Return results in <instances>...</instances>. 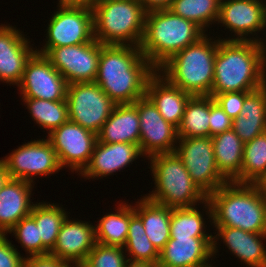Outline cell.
Returning <instances> with one entry per match:
<instances>
[{"mask_svg": "<svg viewBox=\"0 0 266 267\" xmlns=\"http://www.w3.org/2000/svg\"><path fill=\"white\" fill-rule=\"evenodd\" d=\"M124 248L97 243L80 267H125L127 256Z\"/></svg>", "mask_w": 266, "mask_h": 267, "instance_id": "37", "label": "cell"}, {"mask_svg": "<svg viewBox=\"0 0 266 267\" xmlns=\"http://www.w3.org/2000/svg\"><path fill=\"white\" fill-rule=\"evenodd\" d=\"M266 75V43L218 39L214 81L209 96L227 92H251L263 86Z\"/></svg>", "mask_w": 266, "mask_h": 267, "instance_id": "2", "label": "cell"}, {"mask_svg": "<svg viewBox=\"0 0 266 267\" xmlns=\"http://www.w3.org/2000/svg\"><path fill=\"white\" fill-rule=\"evenodd\" d=\"M217 21L218 25L221 23L226 27L225 30L234 33V37L236 35V38L229 37L223 40L266 42L258 36L250 38L253 33L252 36H255L266 28L265 0H221Z\"/></svg>", "mask_w": 266, "mask_h": 267, "instance_id": "14", "label": "cell"}, {"mask_svg": "<svg viewBox=\"0 0 266 267\" xmlns=\"http://www.w3.org/2000/svg\"><path fill=\"white\" fill-rule=\"evenodd\" d=\"M266 171V132L244 143L240 176L234 181L251 184Z\"/></svg>", "mask_w": 266, "mask_h": 267, "instance_id": "35", "label": "cell"}, {"mask_svg": "<svg viewBox=\"0 0 266 267\" xmlns=\"http://www.w3.org/2000/svg\"><path fill=\"white\" fill-rule=\"evenodd\" d=\"M138 200L134 211L141 218L146 235L160 252L170 239L172 208L155 203L145 196Z\"/></svg>", "mask_w": 266, "mask_h": 267, "instance_id": "26", "label": "cell"}, {"mask_svg": "<svg viewBox=\"0 0 266 267\" xmlns=\"http://www.w3.org/2000/svg\"><path fill=\"white\" fill-rule=\"evenodd\" d=\"M206 34L170 57L156 71L169 83L192 96H208L214 81L218 39Z\"/></svg>", "mask_w": 266, "mask_h": 267, "instance_id": "5", "label": "cell"}, {"mask_svg": "<svg viewBox=\"0 0 266 267\" xmlns=\"http://www.w3.org/2000/svg\"><path fill=\"white\" fill-rule=\"evenodd\" d=\"M9 178L10 177L6 170V167L4 163L2 162V160L0 159V190L2 189V187L4 186V184L7 182Z\"/></svg>", "mask_w": 266, "mask_h": 267, "instance_id": "46", "label": "cell"}, {"mask_svg": "<svg viewBox=\"0 0 266 267\" xmlns=\"http://www.w3.org/2000/svg\"><path fill=\"white\" fill-rule=\"evenodd\" d=\"M91 8L93 34L99 43L140 47L146 11L139 0H97Z\"/></svg>", "mask_w": 266, "mask_h": 267, "instance_id": "6", "label": "cell"}, {"mask_svg": "<svg viewBox=\"0 0 266 267\" xmlns=\"http://www.w3.org/2000/svg\"><path fill=\"white\" fill-rule=\"evenodd\" d=\"M174 152L207 197L228 182L216 166L211 137H179Z\"/></svg>", "mask_w": 266, "mask_h": 267, "instance_id": "10", "label": "cell"}, {"mask_svg": "<svg viewBox=\"0 0 266 267\" xmlns=\"http://www.w3.org/2000/svg\"><path fill=\"white\" fill-rule=\"evenodd\" d=\"M97 138L99 142L104 143L139 145L140 121L137 107L133 103L116 104Z\"/></svg>", "mask_w": 266, "mask_h": 267, "instance_id": "24", "label": "cell"}, {"mask_svg": "<svg viewBox=\"0 0 266 267\" xmlns=\"http://www.w3.org/2000/svg\"><path fill=\"white\" fill-rule=\"evenodd\" d=\"M133 104L139 114V148L143 156L148 158L159 153L174 152L179 140L178 128L167 122L146 96Z\"/></svg>", "mask_w": 266, "mask_h": 267, "instance_id": "15", "label": "cell"}, {"mask_svg": "<svg viewBox=\"0 0 266 267\" xmlns=\"http://www.w3.org/2000/svg\"><path fill=\"white\" fill-rule=\"evenodd\" d=\"M213 226L266 234V199L251 184L227 182L204 202Z\"/></svg>", "mask_w": 266, "mask_h": 267, "instance_id": "3", "label": "cell"}, {"mask_svg": "<svg viewBox=\"0 0 266 267\" xmlns=\"http://www.w3.org/2000/svg\"><path fill=\"white\" fill-rule=\"evenodd\" d=\"M197 207L174 208L170 217V237L213 238L205 230V218Z\"/></svg>", "mask_w": 266, "mask_h": 267, "instance_id": "34", "label": "cell"}, {"mask_svg": "<svg viewBox=\"0 0 266 267\" xmlns=\"http://www.w3.org/2000/svg\"><path fill=\"white\" fill-rule=\"evenodd\" d=\"M263 88H264L265 91H266V75H265V79H264V82H263Z\"/></svg>", "mask_w": 266, "mask_h": 267, "instance_id": "47", "label": "cell"}, {"mask_svg": "<svg viewBox=\"0 0 266 267\" xmlns=\"http://www.w3.org/2000/svg\"><path fill=\"white\" fill-rule=\"evenodd\" d=\"M123 248L125 253L128 251L127 260L158 264L160 252L146 235L141 218L135 213L134 206L131 205L130 224Z\"/></svg>", "mask_w": 266, "mask_h": 267, "instance_id": "31", "label": "cell"}, {"mask_svg": "<svg viewBox=\"0 0 266 267\" xmlns=\"http://www.w3.org/2000/svg\"><path fill=\"white\" fill-rule=\"evenodd\" d=\"M23 267H72L51 255L29 256L24 258Z\"/></svg>", "mask_w": 266, "mask_h": 267, "instance_id": "41", "label": "cell"}, {"mask_svg": "<svg viewBox=\"0 0 266 267\" xmlns=\"http://www.w3.org/2000/svg\"><path fill=\"white\" fill-rule=\"evenodd\" d=\"M66 102L69 120L95 134L116 105L95 82L68 84Z\"/></svg>", "mask_w": 266, "mask_h": 267, "instance_id": "8", "label": "cell"}, {"mask_svg": "<svg viewBox=\"0 0 266 267\" xmlns=\"http://www.w3.org/2000/svg\"><path fill=\"white\" fill-rule=\"evenodd\" d=\"M6 236L0 234V267H23L25 257Z\"/></svg>", "mask_w": 266, "mask_h": 267, "instance_id": "40", "label": "cell"}, {"mask_svg": "<svg viewBox=\"0 0 266 267\" xmlns=\"http://www.w3.org/2000/svg\"><path fill=\"white\" fill-rule=\"evenodd\" d=\"M95 244V225L81 220H69L67 216L49 255L57 257L72 267H80Z\"/></svg>", "mask_w": 266, "mask_h": 267, "instance_id": "17", "label": "cell"}, {"mask_svg": "<svg viewBox=\"0 0 266 267\" xmlns=\"http://www.w3.org/2000/svg\"><path fill=\"white\" fill-rule=\"evenodd\" d=\"M143 154L139 145L131 143H104L95 144L89 164L80 173L83 178L96 179L126 168L130 163Z\"/></svg>", "mask_w": 266, "mask_h": 267, "instance_id": "21", "label": "cell"}, {"mask_svg": "<svg viewBox=\"0 0 266 267\" xmlns=\"http://www.w3.org/2000/svg\"><path fill=\"white\" fill-rule=\"evenodd\" d=\"M14 26L0 25V81L18 86L25 65L36 52L30 41ZM32 47V48H31Z\"/></svg>", "mask_w": 266, "mask_h": 267, "instance_id": "18", "label": "cell"}, {"mask_svg": "<svg viewBox=\"0 0 266 267\" xmlns=\"http://www.w3.org/2000/svg\"><path fill=\"white\" fill-rule=\"evenodd\" d=\"M125 267H158V266L157 264L151 262L127 260Z\"/></svg>", "mask_w": 266, "mask_h": 267, "instance_id": "45", "label": "cell"}, {"mask_svg": "<svg viewBox=\"0 0 266 267\" xmlns=\"http://www.w3.org/2000/svg\"><path fill=\"white\" fill-rule=\"evenodd\" d=\"M59 6H88L92 7L97 0H58Z\"/></svg>", "mask_w": 266, "mask_h": 267, "instance_id": "44", "label": "cell"}, {"mask_svg": "<svg viewBox=\"0 0 266 267\" xmlns=\"http://www.w3.org/2000/svg\"><path fill=\"white\" fill-rule=\"evenodd\" d=\"M216 166L220 174L234 182L241 174L244 142L233 129L211 137Z\"/></svg>", "mask_w": 266, "mask_h": 267, "instance_id": "27", "label": "cell"}, {"mask_svg": "<svg viewBox=\"0 0 266 267\" xmlns=\"http://www.w3.org/2000/svg\"><path fill=\"white\" fill-rule=\"evenodd\" d=\"M47 27L45 45L36 52L45 55L51 48L73 46L91 42L93 34V12L88 6H57Z\"/></svg>", "mask_w": 266, "mask_h": 267, "instance_id": "9", "label": "cell"}, {"mask_svg": "<svg viewBox=\"0 0 266 267\" xmlns=\"http://www.w3.org/2000/svg\"><path fill=\"white\" fill-rule=\"evenodd\" d=\"M232 129L244 143L266 132V91L263 86L246 92L241 113L233 119Z\"/></svg>", "mask_w": 266, "mask_h": 267, "instance_id": "25", "label": "cell"}, {"mask_svg": "<svg viewBox=\"0 0 266 267\" xmlns=\"http://www.w3.org/2000/svg\"><path fill=\"white\" fill-rule=\"evenodd\" d=\"M26 104L33 121L50 134L69 120L66 100L49 101L37 98H21Z\"/></svg>", "mask_w": 266, "mask_h": 267, "instance_id": "32", "label": "cell"}, {"mask_svg": "<svg viewBox=\"0 0 266 267\" xmlns=\"http://www.w3.org/2000/svg\"><path fill=\"white\" fill-rule=\"evenodd\" d=\"M205 35V31L196 23L169 9L149 11L145 16V31L140 49L157 70L170 57Z\"/></svg>", "mask_w": 266, "mask_h": 267, "instance_id": "4", "label": "cell"}, {"mask_svg": "<svg viewBox=\"0 0 266 267\" xmlns=\"http://www.w3.org/2000/svg\"><path fill=\"white\" fill-rule=\"evenodd\" d=\"M17 87L22 98L61 101L66 100L68 83L44 55L35 52L27 61Z\"/></svg>", "mask_w": 266, "mask_h": 267, "instance_id": "16", "label": "cell"}, {"mask_svg": "<svg viewBox=\"0 0 266 267\" xmlns=\"http://www.w3.org/2000/svg\"><path fill=\"white\" fill-rule=\"evenodd\" d=\"M9 177L34 183L33 176H49L62 168L52 144L48 139H39L22 144L4 159Z\"/></svg>", "mask_w": 266, "mask_h": 267, "instance_id": "11", "label": "cell"}, {"mask_svg": "<svg viewBox=\"0 0 266 267\" xmlns=\"http://www.w3.org/2000/svg\"><path fill=\"white\" fill-rule=\"evenodd\" d=\"M233 120L223 111L214 98L210 96V137L232 129Z\"/></svg>", "mask_w": 266, "mask_h": 267, "instance_id": "39", "label": "cell"}, {"mask_svg": "<svg viewBox=\"0 0 266 267\" xmlns=\"http://www.w3.org/2000/svg\"><path fill=\"white\" fill-rule=\"evenodd\" d=\"M146 12L169 9L173 0H139Z\"/></svg>", "mask_w": 266, "mask_h": 267, "instance_id": "42", "label": "cell"}, {"mask_svg": "<svg viewBox=\"0 0 266 267\" xmlns=\"http://www.w3.org/2000/svg\"><path fill=\"white\" fill-rule=\"evenodd\" d=\"M101 43L95 38L88 43L51 48L44 56L68 84L94 82Z\"/></svg>", "mask_w": 266, "mask_h": 267, "instance_id": "12", "label": "cell"}, {"mask_svg": "<svg viewBox=\"0 0 266 267\" xmlns=\"http://www.w3.org/2000/svg\"><path fill=\"white\" fill-rule=\"evenodd\" d=\"M7 233H13L18 243L21 244V247L28 254L27 257L49 255L50 251L42 244L38 226H36L35 219L31 215L22 218Z\"/></svg>", "mask_w": 266, "mask_h": 267, "instance_id": "36", "label": "cell"}, {"mask_svg": "<svg viewBox=\"0 0 266 267\" xmlns=\"http://www.w3.org/2000/svg\"><path fill=\"white\" fill-rule=\"evenodd\" d=\"M155 72L139 46L101 44L94 82L115 104H132L145 96L148 79Z\"/></svg>", "mask_w": 266, "mask_h": 267, "instance_id": "1", "label": "cell"}, {"mask_svg": "<svg viewBox=\"0 0 266 267\" xmlns=\"http://www.w3.org/2000/svg\"><path fill=\"white\" fill-rule=\"evenodd\" d=\"M214 227L217 234L213 236L212 257L218 253L217 241L220 239L230 252L248 267H266V246L262 241L266 239V234L251 233L228 226Z\"/></svg>", "mask_w": 266, "mask_h": 267, "instance_id": "20", "label": "cell"}, {"mask_svg": "<svg viewBox=\"0 0 266 267\" xmlns=\"http://www.w3.org/2000/svg\"><path fill=\"white\" fill-rule=\"evenodd\" d=\"M64 209L56 203L43 201L35 203L30 213L38 226L42 244L49 251L55 246L61 225L68 216Z\"/></svg>", "mask_w": 266, "mask_h": 267, "instance_id": "30", "label": "cell"}, {"mask_svg": "<svg viewBox=\"0 0 266 267\" xmlns=\"http://www.w3.org/2000/svg\"><path fill=\"white\" fill-rule=\"evenodd\" d=\"M251 185L260 195L266 198V171L255 179Z\"/></svg>", "mask_w": 266, "mask_h": 267, "instance_id": "43", "label": "cell"}, {"mask_svg": "<svg viewBox=\"0 0 266 267\" xmlns=\"http://www.w3.org/2000/svg\"><path fill=\"white\" fill-rule=\"evenodd\" d=\"M214 101L220 105L223 111L233 120L237 118L242 110L246 92H227L216 94Z\"/></svg>", "mask_w": 266, "mask_h": 267, "instance_id": "38", "label": "cell"}, {"mask_svg": "<svg viewBox=\"0 0 266 267\" xmlns=\"http://www.w3.org/2000/svg\"><path fill=\"white\" fill-rule=\"evenodd\" d=\"M220 2L221 0H173L169 10L193 21L206 32L218 20Z\"/></svg>", "mask_w": 266, "mask_h": 267, "instance_id": "33", "label": "cell"}, {"mask_svg": "<svg viewBox=\"0 0 266 267\" xmlns=\"http://www.w3.org/2000/svg\"><path fill=\"white\" fill-rule=\"evenodd\" d=\"M210 96H192L178 127V137H210Z\"/></svg>", "mask_w": 266, "mask_h": 267, "instance_id": "29", "label": "cell"}, {"mask_svg": "<svg viewBox=\"0 0 266 267\" xmlns=\"http://www.w3.org/2000/svg\"><path fill=\"white\" fill-rule=\"evenodd\" d=\"M34 184L9 178L0 190V234L6 235L22 218L30 215ZM32 202V204H31Z\"/></svg>", "mask_w": 266, "mask_h": 267, "instance_id": "23", "label": "cell"}, {"mask_svg": "<svg viewBox=\"0 0 266 267\" xmlns=\"http://www.w3.org/2000/svg\"><path fill=\"white\" fill-rule=\"evenodd\" d=\"M213 238L170 237L160 251L158 267H214Z\"/></svg>", "mask_w": 266, "mask_h": 267, "instance_id": "19", "label": "cell"}, {"mask_svg": "<svg viewBox=\"0 0 266 267\" xmlns=\"http://www.w3.org/2000/svg\"><path fill=\"white\" fill-rule=\"evenodd\" d=\"M115 211L100 218L95 226V239L100 244L124 247L130 224V204L120 202Z\"/></svg>", "mask_w": 266, "mask_h": 267, "instance_id": "28", "label": "cell"}, {"mask_svg": "<svg viewBox=\"0 0 266 267\" xmlns=\"http://www.w3.org/2000/svg\"><path fill=\"white\" fill-rule=\"evenodd\" d=\"M155 188L146 194L149 200L169 208H189L207 200L190 177L183 161L175 152L148 157Z\"/></svg>", "mask_w": 266, "mask_h": 267, "instance_id": "7", "label": "cell"}, {"mask_svg": "<svg viewBox=\"0 0 266 267\" xmlns=\"http://www.w3.org/2000/svg\"><path fill=\"white\" fill-rule=\"evenodd\" d=\"M145 96L155 105L162 117L177 128L192 97L169 83L157 71L148 79Z\"/></svg>", "mask_w": 266, "mask_h": 267, "instance_id": "22", "label": "cell"}, {"mask_svg": "<svg viewBox=\"0 0 266 267\" xmlns=\"http://www.w3.org/2000/svg\"><path fill=\"white\" fill-rule=\"evenodd\" d=\"M54 148L61 168L69 167L79 175L89 164L97 134L70 120L47 136Z\"/></svg>", "mask_w": 266, "mask_h": 267, "instance_id": "13", "label": "cell"}]
</instances>
